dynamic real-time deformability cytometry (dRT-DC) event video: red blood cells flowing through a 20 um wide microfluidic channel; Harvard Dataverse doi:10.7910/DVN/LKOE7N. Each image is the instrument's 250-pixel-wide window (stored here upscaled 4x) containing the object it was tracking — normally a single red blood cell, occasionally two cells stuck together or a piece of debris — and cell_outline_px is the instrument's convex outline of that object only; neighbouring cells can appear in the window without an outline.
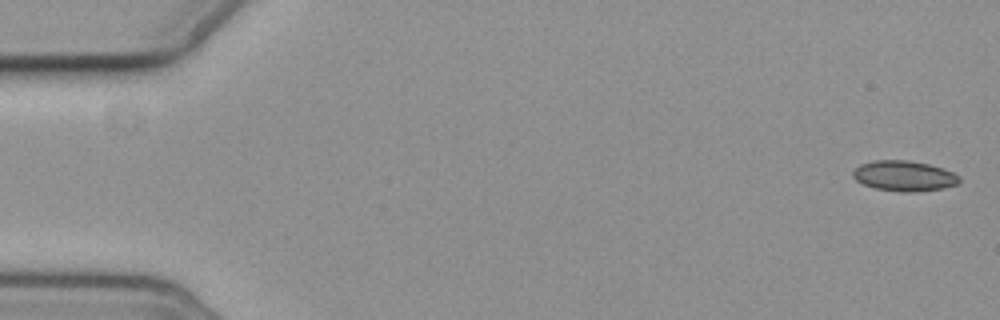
{"species": "common noctule bat (a hibernating species)", "species_latin": "Nyctalus noctula", "temperature_condition": "cold", "stored_images_in_passage": 6, "camera_frame_rate_fps": 3000, "um_per_image_px": 0.085, "animal": {"sex": "female", "body_mass_g": 19.3, "forearm_length_mm": 54.1}, "frame": {"image": 1, "passage_image": 1, "time_ms": 0.0, "image_size_px": [1000, 320], "cell_outline_px": [[960, 180], [956, 184], [944, 188], [912, 192], [900, 192], [876, 188], [864, 184], [856, 180], [852, 176], [852, 172], [860, 164], [872, 160], [908, 160], [928, 164], [944, 168], [960, 176]], "centroid_in_image_um": [76.84, 14.94], "position_along_channel_um": 8.2, "area_um2": 18.84}}
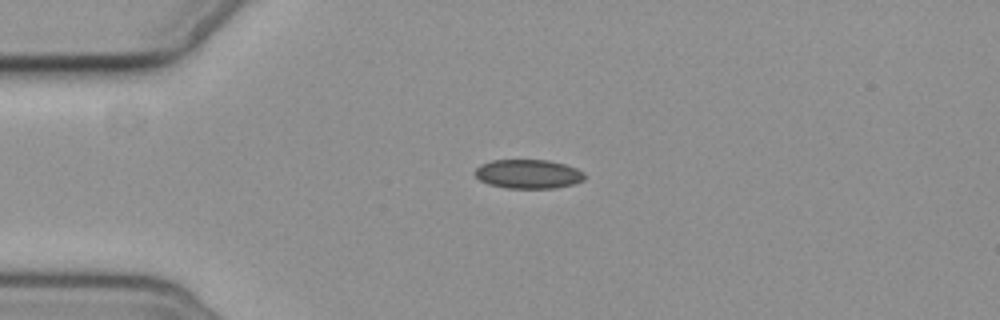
{"frame": {"image": 2, "passage_image": 4, "time_ms": 4.333, "image_size_px": [1000, 320], "cell_outline_px": [[584, 180], [572, 184], [552, 188], [508, 188], [488, 184], [480, 180], [472, 172], [480, 164], [492, 160], [548, 160], [564, 164], [576, 168], [584, 172]], "centroid_in_image_um": [44.87, 14.78], "position_along_channel_um": 40.1, "area_um2": 18.55}}
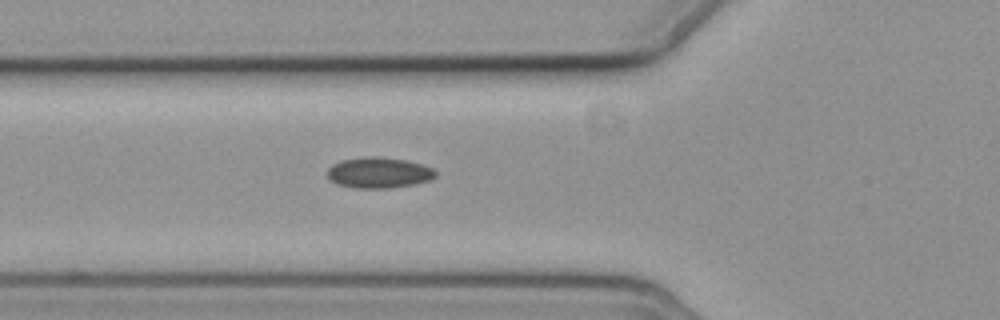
{"frame": {"image": 3, "passage_image": 6, "time_ms": 6.667, "image_size_px": [1000, 320], "cell_outline_px": [[436, 176], [432, 180], [416, 184], [392, 188], [352, 188], [336, 184], [328, 180], [328, 168], [332, 164], [340, 160], [364, 156], [376, 156], [404, 160], [424, 164], [432, 168], [436, 172]], "centroid_in_image_um": [32.19, 14.68], "position_along_channel_um": 93.6, "area_um2": 19.83}}